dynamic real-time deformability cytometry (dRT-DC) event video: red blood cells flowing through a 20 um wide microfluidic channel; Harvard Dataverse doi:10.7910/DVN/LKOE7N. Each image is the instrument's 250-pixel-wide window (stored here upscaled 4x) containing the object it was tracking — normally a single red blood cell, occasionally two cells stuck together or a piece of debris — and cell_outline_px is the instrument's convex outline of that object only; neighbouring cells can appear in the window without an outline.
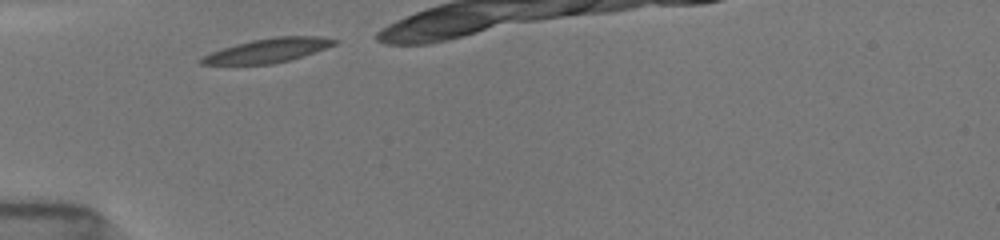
{"species": "common noctule bat (a hibernating species)", "species_latin": "Nyctalus noctula", "temperature_condition": "room temperature", "stored_images_in_passage": 4, "camera_frame_rate_fps": 3000, "um_per_image_px": 0.085, "animal": {"sex": "female", "body_mass_g": 19.5, "forearm_length_mm": 54.1}, "frame": {"image": 1, "passage_image": 1, "time_ms": 0.0, "image_size_px": [1000, 240], "cell_outline_px": [[340, 40], [336, 44], [288, 60], [272, 64], [200, 64], [196, 60], [220, 48], [252, 40], [276, 36], [320, 36]], "centroid_in_image_um": [22.74, 4.27], "position_along_channel_um": 62.3, "area_um2": 18.44}}
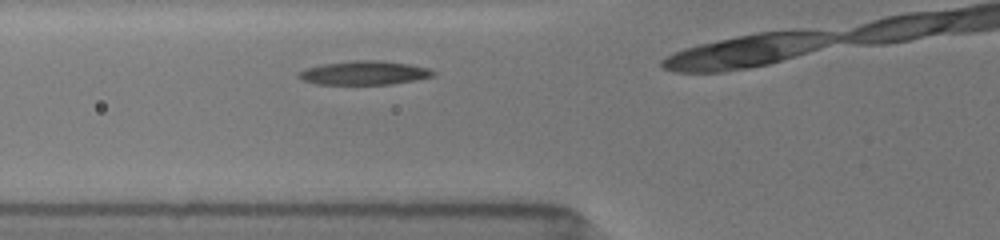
{"frame": {"image": 2, "passage_image": 3, "time_ms": 0.667, "image_size_px": [1000, 240], "cell_outline_px": [[436, 76], [416, 80], [392, 84], [316, 84], [304, 80], [296, 76], [300, 72], [308, 68], [324, 64], [356, 60], [380, 60], [408, 64], [428, 68], [436, 72]], "centroid_in_image_um": [31.02, 6.2], "position_along_channel_um": 94.8, "area_um2": 18.55}}